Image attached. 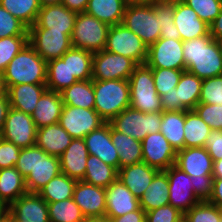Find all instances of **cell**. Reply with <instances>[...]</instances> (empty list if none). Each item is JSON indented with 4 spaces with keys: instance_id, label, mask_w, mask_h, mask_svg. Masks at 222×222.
<instances>
[{
    "instance_id": "25",
    "label": "cell",
    "mask_w": 222,
    "mask_h": 222,
    "mask_svg": "<svg viewBox=\"0 0 222 222\" xmlns=\"http://www.w3.org/2000/svg\"><path fill=\"white\" fill-rule=\"evenodd\" d=\"M88 156L84 139L73 138L70 145L59 156L61 173L77 181L83 180Z\"/></svg>"
},
{
    "instance_id": "45",
    "label": "cell",
    "mask_w": 222,
    "mask_h": 222,
    "mask_svg": "<svg viewBox=\"0 0 222 222\" xmlns=\"http://www.w3.org/2000/svg\"><path fill=\"white\" fill-rule=\"evenodd\" d=\"M28 43V36H11L0 39V72L2 73L11 60Z\"/></svg>"
},
{
    "instance_id": "12",
    "label": "cell",
    "mask_w": 222,
    "mask_h": 222,
    "mask_svg": "<svg viewBox=\"0 0 222 222\" xmlns=\"http://www.w3.org/2000/svg\"><path fill=\"white\" fill-rule=\"evenodd\" d=\"M58 123L72 138L84 139L106 121L94 109L64 105Z\"/></svg>"
},
{
    "instance_id": "9",
    "label": "cell",
    "mask_w": 222,
    "mask_h": 222,
    "mask_svg": "<svg viewBox=\"0 0 222 222\" xmlns=\"http://www.w3.org/2000/svg\"><path fill=\"white\" fill-rule=\"evenodd\" d=\"M105 50L134 60L137 64L146 63L148 46L122 23L110 26Z\"/></svg>"
},
{
    "instance_id": "6",
    "label": "cell",
    "mask_w": 222,
    "mask_h": 222,
    "mask_svg": "<svg viewBox=\"0 0 222 222\" xmlns=\"http://www.w3.org/2000/svg\"><path fill=\"white\" fill-rule=\"evenodd\" d=\"M109 28V25L86 12L78 13L71 34L72 47L92 53L104 50Z\"/></svg>"
},
{
    "instance_id": "33",
    "label": "cell",
    "mask_w": 222,
    "mask_h": 222,
    "mask_svg": "<svg viewBox=\"0 0 222 222\" xmlns=\"http://www.w3.org/2000/svg\"><path fill=\"white\" fill-rule=\"evenodd\" d=\"M184 111H163L160 132L177 152L184 149Z\"/></svg>"
},
{
    "instance_id": "26",
    "label": "cell",
    "mask_w": 222,
    "mask_h": 222,
    "mask_svg": "<svg viewBox=\"0 0 222 222\" xmlns=\"http://www.w3.org/2000/svg\"><path fill=\"white\" fill-rule=\"evenodd\" d=\"M63 106L60 93L46 89L39 98L34 112L31 114L36 128L58 123Z\"/></svg>"
},
{
    "instance_id": "21",
    "label": "cell",
    "mask_w": 222,
    "mask_h": 222,
    "mask_svg": "<svg viewBox=\"0 0 222 222\" xmlns=\"http://www.w3.org/2000/svg\"><path fill=\"white\" fill-rule=\"evenodd\" d=\"M106 191V212L105 217L111 219L123 216L131 211L140 208L139 199L118 179Z\"/></svg>"
},
{
    "instance_id": "53",
    "label": "cell",
    "mask_w": 222,
    "mask_h": 222,
    "mask_svg": "<svg viewBox=\"0 0 222 222\" xmlns=\"http://www.w3.org/2000/svg\"><path fill=\"white\" fill-rule=\"evenodd\" d=\"M204 147L213 161L222 159V130H211Z\"/></svg>"
},
{
    "instance_id": "29",
    "label": "cell",
    "mask_w": 222,
    "mask_h": 222,
    "mask_svg": "<svg viewBox=\"0 0 222 222\" xmlns=\"http://www.w3.org/2000/svg\"><path fill=\"white\" fill-rule=\"evenodd\" d=\"M26 193L25 178L15 167L0 169V204L10 206Z\"/></svg>"
},
{
    "instance_id": "48",
    "label": "cell",
    "mask_w": 222,
    "mask_h": 222,
    "mask_svg": "<svg viewBox=\"0 0 222 222\" xmlns=\"http://www.w3.org/2000/svg\"><path fill=\"white\" fill-rule=\"evenodd\" d=\"M199 103L222 105V75L202 80Z\"/></svg>"
},
{
    "instance_id": "10",
    "label": "cell",
    "mask_w": 222,
    "mask_h": 222,
    "mask_svg": "<svg viewBox=\"0 0 222 222\" xmlns=\"http://www.w3.org/2000/svg\"><path fill=\"white\" fill-rule=\"evenodd\" d=\"M138 64L105 49L93 53L92 80H128Z\"/></svg>"
},
{
    "instance_id": "13",
    "label": "cell",
    "mask_w": 222,
    "mask_h": 222,
    "mask_svg": "<svg viewBox=\"0 0 222 222\" xmlns=\"http://www.w3.org/2000/svg\"><path fill=\"white\" fill-rule=\"evenodd\" d=\"M37 128L30 114L10 108L2 130V138L19 148L35 145Z\"/></svg>"
},
{
    "instance_id": "63",
    "label": "cell",
    "mask_w": 222,
    "mask_h": 222,
    "mask_svg": "<svg viewBox=\"0 0 222 222\" xmlns=\"http://www.w3.org/2000/svg\"><path fill=\"white\" fill-rule=\"evenodd\" d=\"M126 6L129 5H140V4H152L158 2V0H123Z\"/></svg>"
},
{
    "instance_id": "40",
    "label": "cell",
    "mask_w": 222,
    "mask_h": 222,
    "mask_svg": "<svg viewBox=\"0 0 222 222\" xmlns=\"http://www.w3.org/2000/svg\"><path fill=\"white\" fill-rule=\"evenodd\" d=\"M93 53L80 48L68 50V69L78 81L92 79Z\"/></svg>"
},
{
    "instance_id": "2",
    "label": "cell",
    "mask_w": 222,
    "mask_h": 222,
    "mask_svg": "<svg viewBox=\"0 0 222 222\" xmlns=\"http://www.w3.org/2000/svg\"><path fill=\"white\" fill-rule=\"evenodd\" d=\"M15 168L25 178L27 192L38 193L61 173L60 160L34 145L22 148Z\"/></svg>"
},
{
    "instance_id": "66",
    "label": "cell",
    "mask_w": 222,
    "mask_h": 222,
    "mask_svg": "<svg viewBox=\"0 0 222 222\" xmlns=\"http://www.w3.org/2000/svg\"><path fill=\"white\" fill-rule=\"evenodd\" d=\"M41 6L53 5L62 3V0H39Z\"/></svg>"
},
{
    "instance_id": "27",
    "label": "cell",
    "mask_w": 222,
    "mask_h": 222,
    "mask_svg": "<svg viewBox=\"0 0 222 222\" xmlns=\"http://www.w3.org/2000/svg\"><path fill=\"white\" fill-rule=\"evenodd\" d=\"M72 139L59 123H55L37 129L35 145L47 154L59 157Z\"/></svg>"
},
{
    "instance_id": "14",
    "label": "cell",
    "mask_w": 222,
    "mask_h": 222,
    "mask_svg": "<svg viewBox=\"0 0 222 222\" xmlns=\"http://www.w3.org/2000/svg\"><path fill=\"white\" fill-rule=\"evenodd\" d=\"M146 64L151 68L185 70L183 41L159 38L148 47Z\"/></svg>"
},
{
    "instance_id": "55",
    "label": "cell",
    "mask_w": 222,
    "mask_h": 222,
    "mask_svg": "<svg viewBox=\"0 0 222 222\" xmlns=\"http://www.w3.org/2000/svg\"><path fill=\"white\" fill-rule=\"evenodd\" d=\"M163 111H184L187 110L180 102H177L176 88L161 96Z\"/></svg>"
},
{
    "instance_id": "22",
    "label": "cell",
    "mask_w": 222,
    "mask_h": 222,
    "mask_svg": "<svg viewBox=\"0 0 222 222\" xmlns=\"http://www.w3.org/2000/svg\"><path fill=\"white\" fill-rule=\"evenodd\" d=\"M9 212L19 221L50 222L47 202L38 193L20 196L9 206Z\"/></svg>"
},
{
    "instance_id": "70",
    "label": "cell",
    "mask_w": 222,
    "mask_h": 222,
    "mask_svg": "<svg viewBox=\"0 0 222 222\" xmlns=\"http://www.w3.org/2000/svg\"><path fill=\"white\" fill-rule=\"evenodd\" d=\"M179 0H158V2H177Z\"/></svg>"
},
{
    "instance_id": "19",
    "label": "cell",
    "mask_w": 222,
    "mask_h": 222,
    "mask_svg": "<svg viewBox=\"0 0 222 222\" xmlns=\"http://www.w3.org/2000/svg\"><path fill=\"white\" fill-rule=\"evenodd\" d=\"M89 155L97 156L104 163L119 169V155L111 140V124L106 122L84 137Z\"/></svg>"
},
{
    "instance_id": "1",
    "label": "cell",
    "mask_w": 222,
    "mask_h": 222,
    "mask_svg": "<svg viewBox=\"0 0 222 222\" xmlns=\"http://www.w3.org/2000/svg\"><path fill=\"white\" fill-rule=\"evenodd\" d=\"M185 70L200 79L222 75L221 42L210 34L183 41Z\"/></svg>"
},
{
    "instance_id": "32",
    "label": "cell",
    "mask_w": 222,
    "mask_h": 222,
    "mask_svg": "<svg viewBox=\"0 0 222 222\" xmlns=\"http://www.w3.org/2000/svg\"><path fill=\"white\" fill-rule=\"evenodd\" d=\"M126 5L123 0H88L86 13L109 26L122 23Z\"/></svg>"
},
{
    "instance_id": "52",
    "label": "cell",
    "mask_w": 222,
    "mask_h": 222,
    "mask_svg": "<svg viewBox=\"0 0 222 222\" xmlns=\"http://www.w3.org/2000/svg\"><path fill=\"white\" fill-rule=\"evenodd\" d=\"M213 180V175H199L191 177L194 194L199 201H208L210 199Z\"/></svg>"
},
{
    "instance_id": "69",
    "label": "cell",
    "mask_w": 222,
    "mask_h": 222,
    "mask_svg": "<svg viewBox=\"0 0 222 222\" xmlns=\"http://www.w3.org/2000/svg\"><path fill=\"white\" fill-rule=\"evenodd\" d=\"M11 222H26V221H19L11 214Z\"/></svg>"
},
{
    "instance_id": "4",
    "label": "cell",
    "mask_w": 222,
    "mask_h": 222,
    "mask_svg": "<svg viewBox=\"0 0 222 222\" xmlns=\"http://www.w3.org/2000/svg\"><path fill=\"white\" fill-rule=\"evenodd\" d=\"M95 97L94 110L110 122L123 110L130 107V86L128 80H93Z\"/></svg>"
},
{
    "instance_id": "59",
    "label": "cell",
    "mask_w": 222,
    "mask_h": 222,
    "mask_svg": "<svg viewBox=\"0 0 222 222\" xmlns=\"http://www.w3.org/2000/svg\"><path fill=\"white\" fill-rule=\"evenodd\" d=\"M11 108L6 92L0 93V133H2L6 116Z\"/></svg>"
},
{
    "instance_id": "7",
    "label": "cell",
    "mask_w": 222,
    "mask_h": 222,
    "mask_svg": "<svg viewBox=\"0 0 222 222\" xmlns=\"http://www.w3.org/2000/svg\"><path fill=\"white\" fill-rule=\"evenodd\" d=\"M161 122L162 112L144 113L128 107L109 123L115 130L142 141L148 134L160 132Z\"/></svg>"
},
{
    "instance_id": "23",
    "label": "cell",
    "mask_w": 222,
    "mask_h": 222,
    "mask_svg": "<svg viewBox=\"0 0 222 222\" xmlns=\"http://www.w3.org/2000/svg\"><path fill=\"white\" fill-rule=\"evenodd\" d=\"M175 166L190 177L212 175L213 172V160L205 147H192L178 150Z\"/></svg>"
},
{
    "instance_id": "39",
    "label": "cell",
    "mask_w": 222,
    "mask_h": 222,
    "mask_svg": "<svg viewBox=\"0 0 222 222\" xmlns=\"http://www.w3.org/2000/svg\"><path fill=\"white\" fill-rule=\"evenodd\" d=\"M76 179L60 173L47 183L38 194L47 202H58L73 197Z\"/></svg>"
},
{
    "instance_id": "18",
    "label": "cell",
    "mask_w": 222,
    "mask_h": 222,
    "mask_svg": "<svg viewBox=\"0 0 222 222\" xmlns=\"http://www.w3.org/2000/svg\"><path fill=\"white\" fill-rule=\"evenodd\" d=\"M77 13L70 11L62 3L41 6L35 23L29 28H49L51 31L71 35Z\"/></svg>"
},
{
    "instance_id": "38",
    "label": "cell",
    "mask_w": 222,
    "mask_h": 222,
    "mask_svg": "<svg viewBox=\"0 0 222 222\" xmlns=\"http://www.w3.org/2000/svg\"><path fill=\"white\" fill-rule=\"evenodd\" d=\"M201 88L202 79L186 70L183 71L176 86L177 102H180L187 110H194L199 103Z\"/></svg>"
},
{
    "instance_id": "28",
    "label": "cell",
    "mask_w": 222,
    "mask_h": 222,
    "mask_svg": "<svg viewBox=\"0 0 222 222\" xmlns=\"http://www.w3.org/2000/svg\"><path fill=\"white\" fill-rule=\"evenodd\" d=\"M46 89V84H17L10 86L5 92L11 108L31 115Z\"/></svg>"
},
{
    "instance_id": "30",
    "label": "cell",
    "mask_w": 222,
    "mask_h": 222,
    "mask_svg": "<svg viewBox=\"0 0 222 222\" xmlns=\"http://www.w3.org/2000/svg\"><path fill=\"white\" fill-rule=\"evenodd\" d=\"M111 140L119 155V168L142 162V144L140 140L127 136L111 126Z\"/></svg>"
},
{
    "instance_id": "47",
    "label": "cell",
    "mask_w": 222,
    "mask_h": 222,
    "mask_svg": "<svg viewBox=\"0 0 222 222\" xmlns=\"http://www.w3.org/2000/svg\"><path fill=\"white\" fill-rule=\"evenodd\" d=\"M28 36V27L0 5V39Z\"/></svg>"
},
{
    "instance_id": "41",
    "label": "cell",
    "mask_w": 222,
    "mask_h": 222,
    "mask_svg": "<svg viewBox=\"0 0 222 222\" xmlns=\"http://www.w3.org/2000/svg\"><path fill=\"white\" fill-rule=\"evenodd\" d=\"M0 5L28 28L35 23L41 9L39 0H0Z\"/></svg>"
},
{
    "instance_id": "31",
    "label": "cell",
    "mask_w": 222,
    "mask_h": 222,
    "mask_svg": "<svg viewBox=\"0 0 222 222\" xmlns=\"http://www.w3.org/2000/svg\"><path fill=\"white\" fill-rule=\"evenodd\" d=\"M169 181L165 171H159L139 199L140 207L145 211H151L169 204Z\"/></svg>"
},
{
    "instance_id": "24",
    "label": "cell",
    "mask_w": 222,
    "mask_h": 222,
    "mask_svg": "<svg viewBox=\"0 0 222 222\" xmlns=\"http://www.w3.org/2000/svg\"><path fill=\"white\" fill-rule=\"evenodd\" d=\"M158 172L157 169L150 167L145 162H140L119 168L117 179L140 199Z\"/></svg>"
},
{
    "instance_id": "42",
    "label": "cell",
    "mask_w": 222,
    "mask_h": 222,
    "mask_svg": "<svg viewBox=\"0 0 222 222\" xmlns=\"http://www.w3.org/2000/svg\"><path fill=\"white\" fill-rule=\"evenodd\" d=\"M50 222H83L85 217L73 198L47 203Z\"/></svg>"
},
{
    "instance_id": "51",
    "label": "cell",
    "mask_w": 222,
    "mask_h": 222,
    "mask_svg": "<svg viewBox=\"0 0 222 222\" xmlns=\"http://www.w3.org/2000/svg\"><path fill=\"white\" fill-rule=\"evenodd\" d=\"M21 148L3 138L0 140V169L15 167Z\"/></svg>"
},
{
    "instance_id": "5",
    "label": "cell",
    "mask_w": 222,
    "mask_h": 222,
    "mask_svg": "<svg viewBox=\"0 0 222 222\" xmlns=\"http://www.w3.org/2000/svg\"><path fill=\"white\" fill-rule=\"evenodd\" d=\"M128 81L130 107L144 113L163 112L161 97L155 89L151 67L146 63L138 64Z\"/></svg>"
},
{
    "instance_id": "35",
    "label": "cell",
    "mask_w": 222,
    "mask_h": 222,
    "mask_svg": "<svg viewBox=\"0 0 222 222\" xmlns=\"http://www.w3.org/2000/svg\"><path fill=\"white\" fill-rule=\"evenodd\" d=\"M117 177L118 171L114 167L104 163L97 156H88L85 175L82 181L94 186L107 188Z\"/></svg>"
},
{
    "instance_id": "60",
    "label": "cell",
    "mask_w": 222,
    "mask_h": 222,
    "mask_svg": "<svg viewBox=\"0 0 222 222\" xmlns=\"http://www.w3.org/2000/svg\"><path fill=\"white\" fill-rule=\"evenodd\" d=\"M62 4L75 13L85 12L88 0H62Z\"/></svg>"
},
{
    "instance_id": "17",
    "label": "cell",
    "mask_w": 222,
    "mask_h": 222,
    "mask_svg": "<svg viewBox=\"0 0 222 222\" xmlns=\"http://www.w3.org/2000/svg\"><path fill=\"white\" fill-rule=\"evenodd\" d=\"M72 198L85 218L105 217V188L85 183L82 180L77 181Z\"/></svg>"
},
{
    "instance_id": "3",
    "label": "cell",
    "mask_w": 222,
    "mask_h": 222,
    "mask_svg": "<svg viewBox=\"0 0 222 222\" xmlns=\"http://www.w3.org/2000/svg\"><path fill=\"white\" fill-rule=\"evenodd\" d=\"M5 91L17 84H46L47 62L27 43L2 72Z\"/></svg>"
},
{
    "instance_id": "15",
    "label": "cell",
    "mask_w": 222,
    "mask_h": 222,
    "mask_svg": "<svg viewBox=\"0 0 222 222\" xmlns=\"http://www.w3.org/2000/svg\"><path fill=\"white\" fill-rule=\"evenodd\" d=\"M165 172L169 181V204L185 214L199 202L194 194L191 177L175 165Z\"/></svg>"
},
{
    "instance_id": "56",
    "label": "cell",
    "mask_w": 222,
    "mask_h": 222,
    "mask_svg": "<svg viewBox=\"0 0 222 222\" xmlns=\"http://www.w3.org/2000/svg\"><path fill=\"white\" fill-rule=\"evenodd\" d=\"M112 222H146V212L140 207L123 216L111 218Z\"/></svg>"
},
{
    "instance_id": "8",
    "label": "cell",
    "mask_w": 222,
    "mask_h": 222,
    "mask_svg": "<svg viewBox=\"0 0 222 222\" xmlns=\"http://www.w3.org/2000/svg\"><path fill=\"white\" fill-rule=\"evenodd\" d=\"M122 24L148 47L160 38V19L156 18L151 4L126 6Z\"/></svg>"
},
{
    "instance_id": "67",
    "label": "cell",
    "mask_w": 222,
    "mask_h": 222,
    "mask_svg": "<svg viewBox=\"0 0 222 222\" xmlns=\"http://www.w3.org/2000/svg\"><path fill=\"white\" fill-rule=\"evenodd\" d=\"M5 92V88L2 80V73L0 72V93Z\"/></svg>"
},
{
    "instance_id": "46",
    "label": "cell",
    "mask_w": 222,
    "mask_h": 222,
    "mask_svg": "<svg viewBox=\"0 0 222 222\" xmlns=\"http://www.w3.org/2000/svg\"><path fill=\"white\" fill-rule=\"evenodd\" d=\"M190 6L198 17L206 24L210 25L222 8V0H182Z\"/></svg>"
},
{
    "instance_id": "61",
    "label": "cell",
    "mask_w": 222,
    "mask_h": 222,
    "mask_svg": "<svg viewBox=\"0 0 222 222\" xmlns=\"http://www.w3.org/2000/svg\"><path fill=\"white\" fill-rule=\"evenodd\" d=\"M160 38H172L175 40H181V36L175 24L162 25L160 29Z\"/></svg>"
},
{
    "instance_id": "43",
    "label": "cell",
    "mask_w": 222,
    "mask_h": 222,
    "mask_svg": "<svg viewBox=\"0 0 222 222\" xmlns=\"http://www.w3.org/2000/svg\"><path fill=\"white\" fill-rule=\"evenodd\" d=\"M184 222H221V208L209 201H199L184 214Z\"/></svg>"
},
{
    "instance_id": "68",
    "label": "cell",
    "mask_w": 222,
    "mask_h": 222,
    "mask_svg": "<svg viewBox=\"0 0 222 222\" xmlns=\"http://www.w3.org/2000/svg\"><path fill=\"white\" fill-rule=\"evenodd\" d=\"M1 222H11V213L9 212L8 215Z\"/></svg>"
},
{
    "instance_id": "50",
    "label": "cell",
    "mask_w": 222,
    "mask_h": 222,
    "mask_svg": "<svg viewBox=\"0 0 222 222\" xmlns=\"http://www.w3.org/2000/svg\"><path fill=\"white\" fill-rule=\"evenodd\" d=\"M183 219L184 214L170 204L146 212V222H183Z\"/></svg>"
},
{
    "instance_id": "65",
    "label": "cell",
    "mask_w": 222,
    "mask_h": 222,
    "mask_svg": "<svg viewBox=\"0 0 222 222\" xmlns=\"http://www.w3.org/2000/svg\"><path fill=\"white\" fill-rule=\"evenodd\" d=\"M9 206L5 204H0V222L8 215Z\"/></svg>"
},
{
    "instance_id": "44",
    "label": "cell",
    "mask_w": 222,
    "mask_h": 222,
    "mask_svg": "<svg viewBox=\"0 0 222 222\" xmlns=\"http://www.w3.org/2000/svg\"><path fill=\"white\" fill-rule=\"evenodd\" d=\"M183 71L185 70L152 68L157 94L161 97L163 94L172 91V88H176Z\"/></svg>"
},
{
    "instance_id": "62",
    "label": "cell",
    "mask_w": 222,
    "mask_h": 222,
    "mask_svg": "<svg viewBox=\"0 0 222 222\" xmlns=\"http://www.w3.org/2000/svg\"><path fill=\"white\" fill-rule=\"evenodd\" d=\"M214 178H222V159L213 161V172Z\"/></svg>"
},
{
    "instance_id": "16",
    "label": "cell",
    "mask_w": 222,
    "mask_h": 222,
    "mask_svg": "<svg viewBox=\"0 0 222 222\" xmlns=\"http://www.w3.org/2000/svg\"><path fill=\"white\" fill-rule=\"evenodd\" d=\"M142 162L158 171L175 165L177 152L161 132L148 134L142 141Z\"/></svg>"
},
{
    "instance_id": "49",
    "label": "cell",
    "mask_w": 222,
    "mask_h": 222,
    "mask_svg": "<svg viewBox=\"0 0 222 222\" xmlns=\"http://www.w3.org/2000/svg\"><path fill=\"white\" fill-rule=\"evenodd\" d=\"M194 110L211 130H222V105L198 103Z\"/></svg>"
},
{
    "instance_id": "11",
    "label": "cell",
    "mask_w": 222,
    "mask_h": 222,
    "mask_svg": "<svg viewBox=\"0 0 222 222\" xmlns=\"http://www.w3.org/2000/svg\"><path fill=\"white\" fill-rule=\"evenodd\" d=\"M28 43L46 61L61 58L71 47V35L49 28H28Z\"/></svg>"
},
{
    "instance_id": "57",
    "label": "cell",
    "mask_w": 222,
    "mask_h": 222,
    "mask_svg": "<svg viewBox=\"0 0 222 222\" xmlns=\"http://www.w3.org/2000/svg\"><path fill=\"white\" fill-rule=\"evenodd\" d=\"M208 201L219 208L222 207V178H214L212 194Z\"/></svg>"
},
{
    "instance_id": "37",
    "label": "cell",
    "mask_w": 222,
    "mask_h": 222,
    "mask_svg": "<svg viewBox=\"0 0 222 222\" xmlns=\"http://www.w3.org/2000/svg\"><path fill=\"white\" fill-rule=\"evenodd\" d=\"M211 132L195 110H185L184 148L204 147Z\"/></svg>"
},
{
    "instance_id": "64",
    "label": "cell",
    "mask_w": 222,
    "mask_h": 222,
    "mask_svg": "<svg viewBox=\"0 0 222 222\" xmlns=\"http://www.w3.org/2000/svg\"><path fill=\"white\" fill-rule=\"evenodd\" d=\"M83 222H112V221L107 217H93V218H85Z\"/></svg>"
},
{
    "instance_id": "20",
    "label": "cell",
    "mask_w": 222,
    "mask_h": 222,
    "mask_svg": "<svg viewBox=\"0 0 222 222\" xmlns=\"http://www.w3.org/2000/svg\"><path fill=\"white\" fill-rule=\"evenodd\" d=\"M173 20L182 41L209 34V25L202 21L198 14L182 0L174 2Z\"/></svg>"
},
{
    "instance_id": "34",
    "label": "cell",
    "mask_w": 222,
    "mask_h": 222,
    "mask_svg": "<svg viewBox=\"0 0 222 222\" xmlns=\"http://www.w3.org/2000/svg\"><path fill=\"white\" fill-rule=\"evenodd\" d=\"M76 82L78 80L70 75L68 69V51L61 58L47 62L46 86L48 90L60 93Z\"/></svg>"
},
{
    "instance_id": "36",
    "label": "cell",
    "mask_w": 222,
    "mask_h": 222,
    "mask_svg": "<svg viewBox=\"0 0 222 222\" xmlns=\"http://www.w3.org/2000/svg\"><path fill=\"white\" fill-rule=\"evenodd\" d=\"M64 105L94 109L93 80L78 81L60 92Z\"/></svg>"
},
{
    "instance_id": "58",
    "label": "cell",
    "mask_w": 222,
    "mask_h": 222,
    "mask_svg": "<svg viewBox=\"0 0 222 222\" xmlns=\"http://www.w3.org/2000/svg\"><path fill=\"white\" fill-rule=\"evenodd\" d=\"M209 34L216 41H222V8L215 20L209 25Z\"/></svg>"
},
{
    "instance_id": "54",
    "label": "cell",
    "mask_w": 222,
    "mask_h": 222,
    "mask_svg": "<svg viewBox=\"0 0 222 222\" xmlns=\"http://www.w3.org/2000/svg\"><path fill=\"white\" fill-rule=\"evenodd\" d=\"M151 6L156 14V18L160 19V27L166 24H175L174 16V2H155Z\"/></svg>"
}]
</instances>
